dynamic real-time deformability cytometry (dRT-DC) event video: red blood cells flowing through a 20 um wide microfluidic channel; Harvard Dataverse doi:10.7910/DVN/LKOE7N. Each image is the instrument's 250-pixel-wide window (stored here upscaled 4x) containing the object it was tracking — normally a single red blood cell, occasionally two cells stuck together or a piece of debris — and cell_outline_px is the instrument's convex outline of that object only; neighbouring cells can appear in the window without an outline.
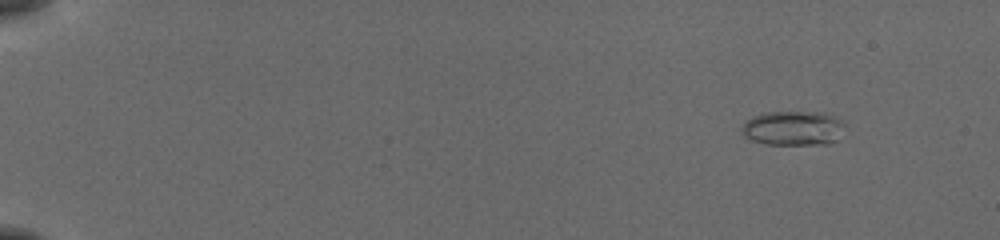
{"species": "common noctule bat (a hibernating species)", "species_latin": "Nyctalus noctula", "temperature_condition": "cold", "stored_images_in_passage": 55, "camera_frame_rate_fps": 3000, "um_per_image_px": 0.085, "animal": {"sex": "female", "body_mass_g": 19.5, "forearm_length_mm": 54.1}, "frame": {"image": 1, "passage_image": 6, "time_ms": 1.667, "image_size_px": [1000, 240], "cell_outline_px": [[844, 124], [836, 140], [828, 144], [768, 144], [752, 140], [744, 136], [740, 132], [740, 128], [752, 116], [764, 112], [824, 112], [840, 120]], "centroid_in_image_um": [67.37, 10.89], "position_along_channel_um": 17.6, "area_um2": 20.58}}
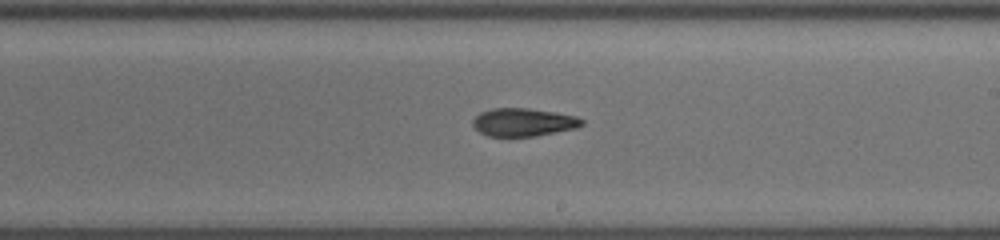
{"frame": {"image": 2, "passage_image": 35, "time_ms": 11.333, "image_size_px": [1000, 240], "cell_outline_px": [[584, 124], [580, 128], [536, 136], [488, 136], [480, 132], [472, 124], [472, 120], [480, 112], [492, 108], [528, 108], [556, 112], [576, 116], [584, 120]], "centroid_in_image_um": [44.53, 10.39], "position_along_channel_um": 244.5, "area_um2": 18.03}}
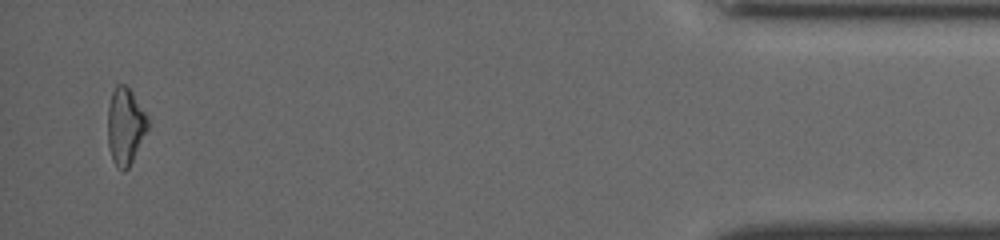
{"frame": {"image": 3, "passage_image": 54, "time_ms": 17.667, "image_size_px": [1000, 240], "cell_outline_px": [[148, 128], [128, 168], [124, 172], [112, 160], [108, 144], [108, 108], [112, 92], [116, 84], [124, 84], [132, 92], [148, 116]], "centroid_in_image_um": [10.64, 10.7], "position_along_channel_um": 424.6, "area_um2": 17.69}, "authors_computed_cell_mechanics": {"area_um2": 18.1492, "velocity_mm_per_s": 3.884, "shape_relaxation_time_tau1_ms": 8.7449, "shape_relaxation_time_tau2_ms": 7.523, "deformation_change_tau1": 0.2177, "deformation_change_tau2": 0.1716}}